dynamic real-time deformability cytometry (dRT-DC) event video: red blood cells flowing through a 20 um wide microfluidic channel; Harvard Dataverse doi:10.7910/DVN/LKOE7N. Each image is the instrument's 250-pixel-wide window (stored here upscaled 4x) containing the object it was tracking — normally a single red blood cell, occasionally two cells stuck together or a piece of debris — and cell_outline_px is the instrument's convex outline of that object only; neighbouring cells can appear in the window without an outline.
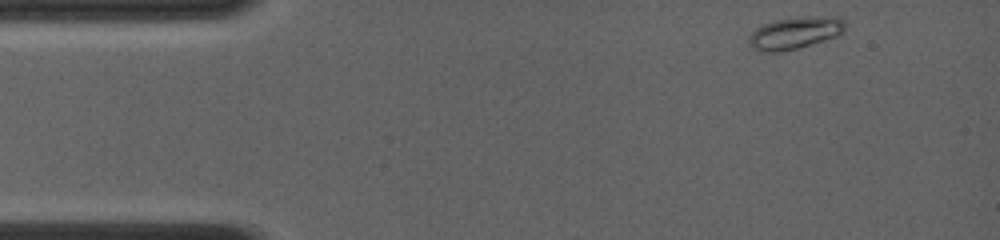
{"species": "common noctule bat (a hibernating species)", "species_latin": "Nyctalus noctula", "temperature_condition": "room temperature", "stored_images_in_passage": 52, "camera_frame_rate_fps": 4000, "um_per_image_px": 0.085, "animal": {"sex": "female", "body_mass_g": 19.0, "forearm_length_mm": 56.7}, "frame": {"image": 1, "passage_image": 1, "time_ms": 0.0, "image_size_px": [1000, 240], "cell_outline_px": [[844, 32], [836, 36], [824, 40], [796, 48], [776, 52], [760, 52], [752, 48], [748, 44], [748, 36], [756, 28], [772, 20], [808, 16], [840, 16], [844, 20]], "centroid_in_image_um": [67.55, 2.78], "position_along_channel_um": 17.5, "area_um2": 18.09}}
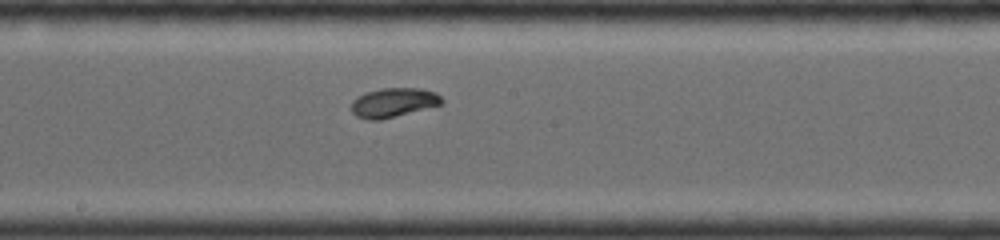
{"frame": {"image": 2, "passage_image": 28, "time_ms": 6.75, "image_size_px": [1000, 240], "cell_outline_px": [[444, 104], [380, 120], [368, 120], [356, 116], [352, 112], [352, 100], [368, 92], [380, 88], [420, 88], [436, 92], [444, 100]], "centroid_in_image_um": [33.48, 8.72], "position_along_channel_um": 214.7, "area_um2": 15.43}}
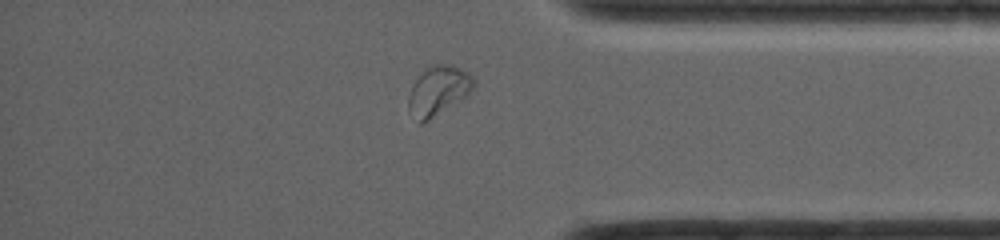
{"frame": {"image": 3, "passage_image": 46, "time_ms": 11.25, "image_size_px": [1000, 240], "cell_outline_px": [[476, 84], [464, 96], [428, 120], [420, 124], [408, 112], [408, 96], [412, 84], [428, 68], [436, 64], [452, 64], [468, 72], [476, 80]], "centroid_in_image_um": [37.23, 7.7], "position_along_channel_um": 398.0, "area_um2": 18.32}, "authors_computed_cell_mechanics": {"area_um2": 15.5482, "velocity_mm_per_s": 4.1522, "shape_relaxation_time_tau1_ms": 3.2338, "shape_relaxation_time_tau2_ms": null, "deformation_change_tau1": 0.1447, "deformation_change_tau2": null}}